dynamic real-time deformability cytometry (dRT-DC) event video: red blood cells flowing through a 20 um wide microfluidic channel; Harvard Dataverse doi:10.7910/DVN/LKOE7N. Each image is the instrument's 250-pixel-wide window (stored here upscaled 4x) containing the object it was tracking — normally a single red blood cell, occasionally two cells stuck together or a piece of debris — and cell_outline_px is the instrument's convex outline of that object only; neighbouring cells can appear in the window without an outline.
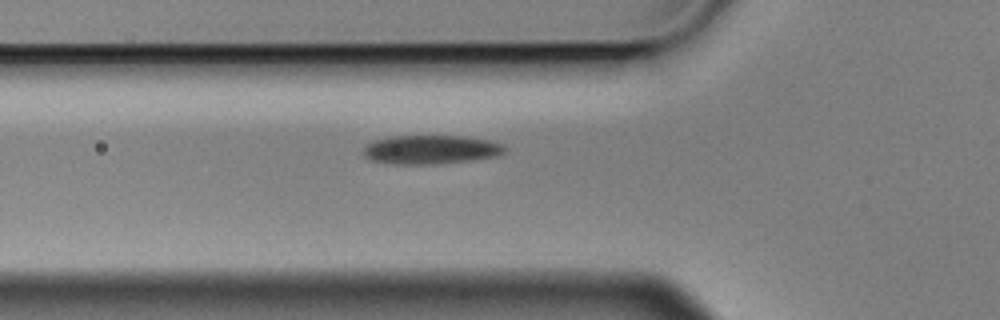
{"species": "Egyptian fruit bat (a non-hibernating species)", "species_latin": "Rousettus aegyptiacus", "temperature_condition": "cold", "stored_images_in_passage": 4, "camera_frame_rate_fps": 3000, "um_per_image_px": 0.085, "animal": {"sex": "male"}, "frame": {"image": 1, "passage_image": 4, "time_ms": 1.0, "image_size_px": [1000, 320], "cell_outline_px": [[508, 148], [500, 156], [472, 160], [436, 164], [392, 164], [372, 160], [364, 156], [360, 152], [368, 144], [376, 140], [392, 136], [464, 136], [488, 140], [504, 144]], "centroid_in_image_um": [36.66, 12.72], "position_along_channel_um": 89.1, "area_um2": 23.99}}